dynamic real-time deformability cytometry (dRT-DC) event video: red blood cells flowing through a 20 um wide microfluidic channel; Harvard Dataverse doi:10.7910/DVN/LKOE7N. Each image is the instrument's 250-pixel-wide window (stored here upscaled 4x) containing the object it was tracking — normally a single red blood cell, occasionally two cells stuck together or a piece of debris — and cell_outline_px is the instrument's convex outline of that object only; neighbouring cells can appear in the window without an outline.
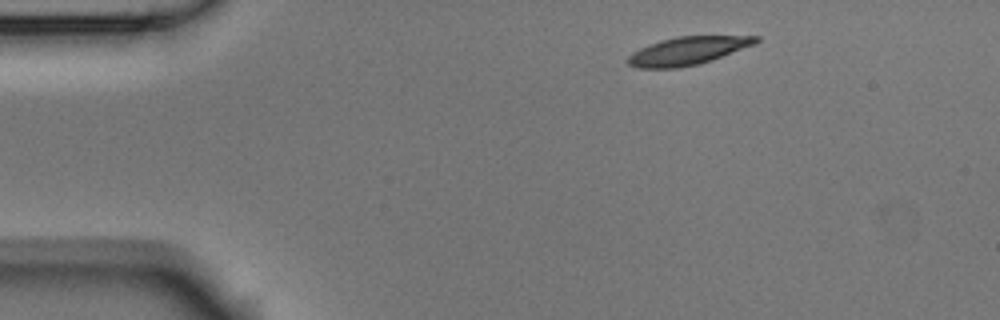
{"species": "Egyptian fruit bat (a non-hibernating species)", "species_latin": "Rousettus aegyptiacus", "temperature_condition": "room temperature", "stored_images_in_passage": 3, "camera_frame_rate_fps": 3000, "um_per_image_px": 0.085, "animal": {"sex": "male"}, "frame": {"image": 1, "passage_image": 1, "time_ms": 0.0, "image_size_px": [1000, 320], "cell_outline_px": [[760, 40], [756, 44], [712, 60], [700, 64], [676, 68], [636, 68], [628, 64], [624, 60], [632, 52], [648, 44], [660, 40], [676, 36], [760, 36]], "centroid_in_image_um": [58.43, 4.32], "position_along_channel_um": 26.6, "area_um2": 21.15}}